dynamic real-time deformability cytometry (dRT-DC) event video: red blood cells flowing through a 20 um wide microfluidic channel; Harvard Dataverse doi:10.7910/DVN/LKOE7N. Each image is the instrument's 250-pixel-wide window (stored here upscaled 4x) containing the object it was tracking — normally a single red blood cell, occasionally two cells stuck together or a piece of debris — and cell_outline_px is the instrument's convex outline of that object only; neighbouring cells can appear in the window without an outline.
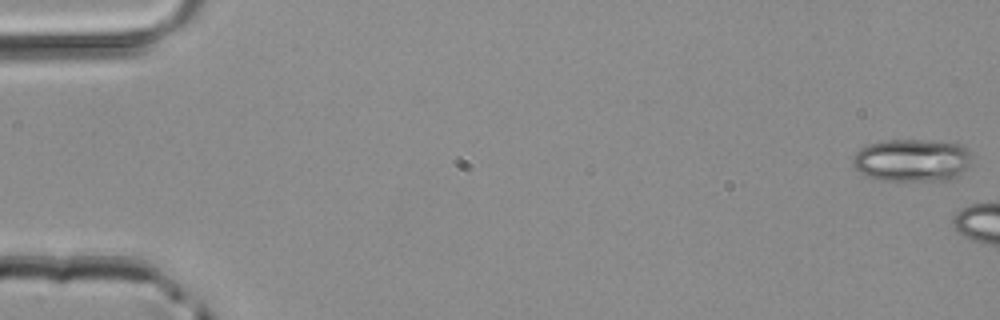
{"species": "common noctule bat (a hibernating species)", "species_latin": "Nyctalus noctula", "temperature_condition": "room temperature", "stored_images_in_passage": 6, "camera_frame_rate_fps": 3000, "um_per_image_px": 0.085, "animal": {"sex": "male", "body_mass_g": 20.4}, "frame": {"image": 1, "passage_image": 1, "time_ms": 0.0, "image_size_px": [1000, 320], "cell_outline_px": [[972, 156], [968, 164], [960, 176], [948, 180], [880, 180], [868, 176], [860, 172], [852, 164], [852, 156], [860, 148], [868, 144], [884, 140], [924, 140], [964, 144], [968, 148]], "centroid_in_image_um": [77.53, 13.61], "position_along_channel_um": 7.5, "area_um2": 29.77}}